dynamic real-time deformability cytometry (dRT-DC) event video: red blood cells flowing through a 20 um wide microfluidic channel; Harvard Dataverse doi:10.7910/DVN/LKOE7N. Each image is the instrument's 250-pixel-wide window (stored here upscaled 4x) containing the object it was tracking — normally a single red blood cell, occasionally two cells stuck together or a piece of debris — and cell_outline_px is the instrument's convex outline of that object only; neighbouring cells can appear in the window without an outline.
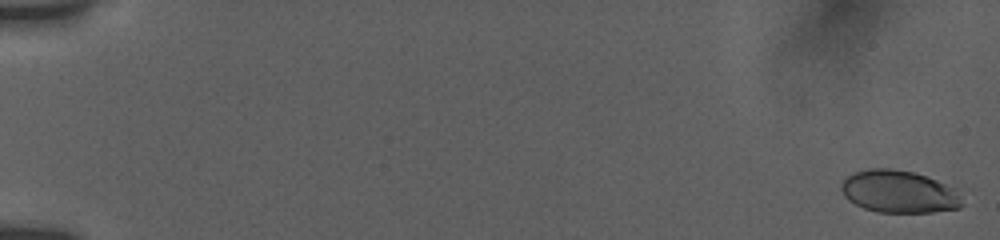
{"species": "human", "species_latin": "Homo sapiens", "temperature_condition": "room temperature", "stored_images_in_passage": 13, "camera_frame_rate_fps": 3000, "um_per_image_px": 0.085, "donor": {"sex": "female"}, "frame": {"image": 1, "passage_image": 2, "time_ms": 0.333, "image_size_px": [1000, 240], "cell_outline_px": [[964, 204], [960, 208], [932, 212], [876, 212], [864, 208], [848, 200], [844, 196], [840, 188], [840, 184], [844, 176], [852, 172], [868, 168], [892, 168], [912, 172], [936, 180], [952, 188], [960, 196]], "centroid_in_image_um": [76.34, 16.28], "position_along_channel_um": 8.7, "area_um2": 30.0}}
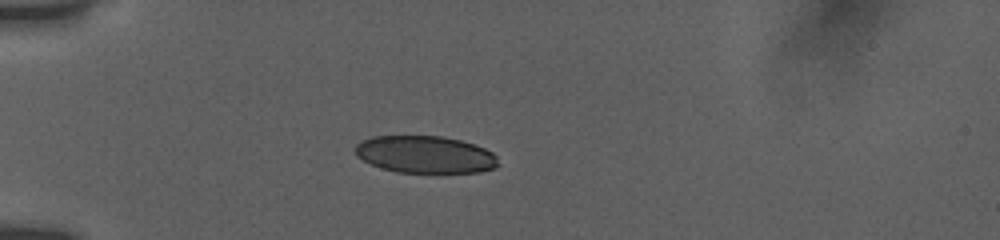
{"frame": {"image": 2, "passage_image": 9, "time_ms": 5.667, "image_size_px": [1000, 240], "cell_outline_px": [[500, 164], [496, 168], [480, 172], [396, 172], [380, 168], [356, 156], [352, 148], [360, 140], [372, 136], [440, 136], [460, 140], [484, 148], [492, 152], [496, 156]], "centroid_in_image_um": [36.11, 13.13], "position_along_channel_um": 48.9, "area_um2": 31.21}}
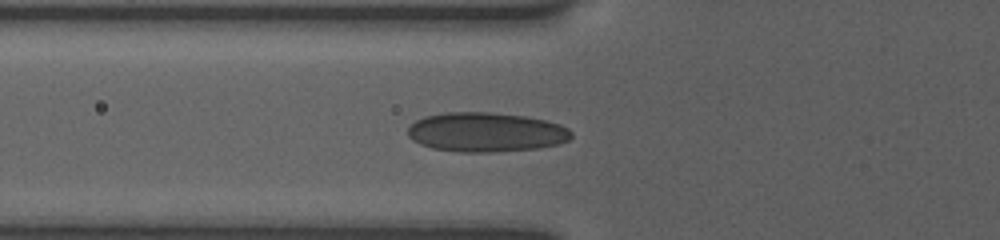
{"frame": {"image": 3, "passage_image": 12, "time_ms": 7.333, "image_size_px": [1000, 240], "cell_outline_px": [[572, 136], [568, 140], [560, 144], [540, 148], [488, 152], [460, 152], [432, 148], [420, 144], [412, 140], [408, 136], [408, 128], [416, 120], [424, 116], [448, 112], [488, 112], [524, 116], [544, 120], [560, 124], [568, 128], [572, 132]], "centroid_in_image_um": [41.31, 11.24], "position_along_channel_um": 84.5, "area_um2": 37.63}}